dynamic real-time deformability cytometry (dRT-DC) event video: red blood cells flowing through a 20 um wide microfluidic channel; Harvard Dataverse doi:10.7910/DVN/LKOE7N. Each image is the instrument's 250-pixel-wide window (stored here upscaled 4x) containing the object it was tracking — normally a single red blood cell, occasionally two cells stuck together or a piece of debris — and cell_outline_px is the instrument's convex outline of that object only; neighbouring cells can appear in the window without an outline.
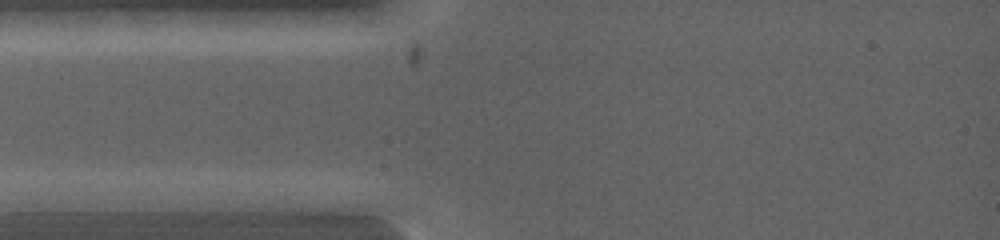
{"species": "common noctule bat (a hibernating species)", "species_latin": "Nyctalus noctula", "temperature_condition": "warm", "stored_images_in_passage": 2, "camera_frame_rate_fps": 5000, "um_per_image_px": 0.085, "animal": {"sex": "female", "body_mass_g": 19.0, "forearm_length_mm": 53.3}, "frame": {"image": 1, "passage_image": 1, "time_ms": 0.0, "image_size_px": [1000, 240], "cell_outline_px": [[172, 200], [152, 212], [80, 216], [16, 212], [12, 200], [44, 192], [156, 192]], "centroid_in_image_um": [7.67, 17.27], "position_along_channel_um": 77.3, "area_um2": 22.66}}